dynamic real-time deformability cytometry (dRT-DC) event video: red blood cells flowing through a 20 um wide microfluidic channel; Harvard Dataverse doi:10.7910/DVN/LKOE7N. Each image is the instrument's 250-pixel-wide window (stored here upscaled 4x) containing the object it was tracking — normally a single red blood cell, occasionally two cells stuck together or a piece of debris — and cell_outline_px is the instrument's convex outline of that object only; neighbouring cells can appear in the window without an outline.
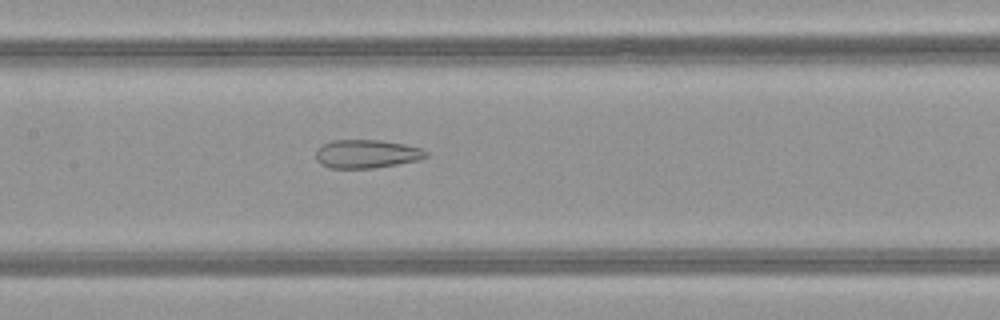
{"species": "common noctule bat (a hibernating species)", "species_latin": "Nyctalus noctula", "temperature_condition": "warm", "stored_images_in_passage": 49, "camera_frame_rate_fps": 3000, "um_per_image_px": 0.085, "animal": {"sex": "female", "body_mass_g": 21.9}, "frame": {"image": 1, "passage_image": 23, "time_ms": 7.333, "image_size_px": [1000, 320], "cell_outline_px": [[428, 156], [420, 160], [372, 168], [328, 168], [320, 164], [316, 160], [316, 148], [332, 140], [380, 140], [404, 144], [424, 148], [428, 152]], "centroid_in_image_um": [31.17, 13.08], "position_along_channel_um": 176.2, "area_um2": 18.44}}
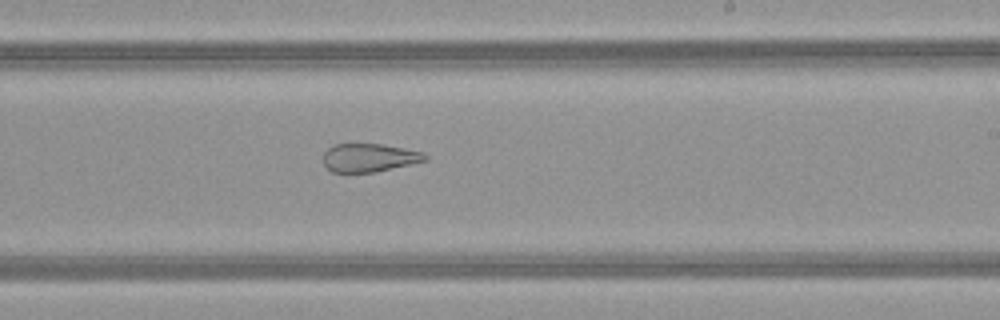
{"frame": {"image": 2, "passage_image": 29, "time_ms": 9.333, "image_size_px": [1000, 320], "cell_outline_px": [[428, 160], [376, 172], [332, 172], [324, 164], [324, 152], [328, 148], [336, 144], [384, 144], [424, 152], [428, 156]], "centroid_in_image_um": [31.42, 13.4], "position_along_channel_um": 257.6, "area_um2": 16.82}}
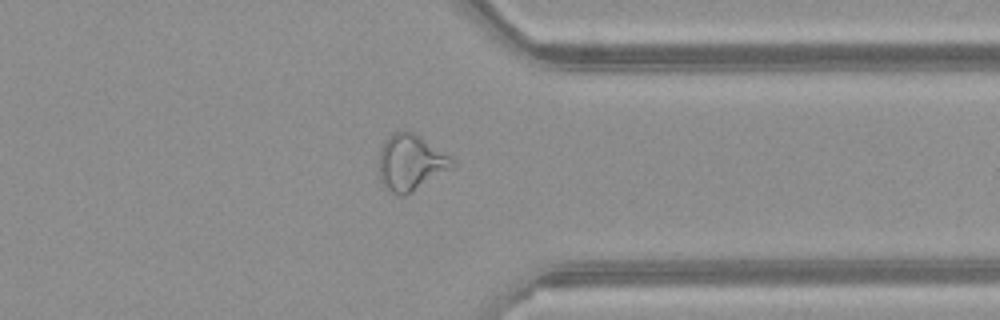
{"frame": {"image": 3, "passage_image": 38, "time_ms": 12.333, "image_size_px": [1000, 320], "cell_outline_px": [[456, 164], [452, 168], [412, 192], [404, 196], [400, 196], [388, 192], [380, 180], [380, 148], [384, 140], [392, 132], [404, 128], [412, 132], [456, 160]], "centroid_in_image_um": [34.89, 13.81], "position_along_channel_um": 376.5, "area_um2": 24.04}, "authors_computed_cell_mechanics": {"area_um2": 25.2586, "velocity_mm_per_s": 4.0956, "shape_relaxation_time_tau1_ms": null, "shape_relaxation_time_tau2_ms": 2.1704, "deformation_change_tau1": null, "deformation_change_tau2": 0.1192}}